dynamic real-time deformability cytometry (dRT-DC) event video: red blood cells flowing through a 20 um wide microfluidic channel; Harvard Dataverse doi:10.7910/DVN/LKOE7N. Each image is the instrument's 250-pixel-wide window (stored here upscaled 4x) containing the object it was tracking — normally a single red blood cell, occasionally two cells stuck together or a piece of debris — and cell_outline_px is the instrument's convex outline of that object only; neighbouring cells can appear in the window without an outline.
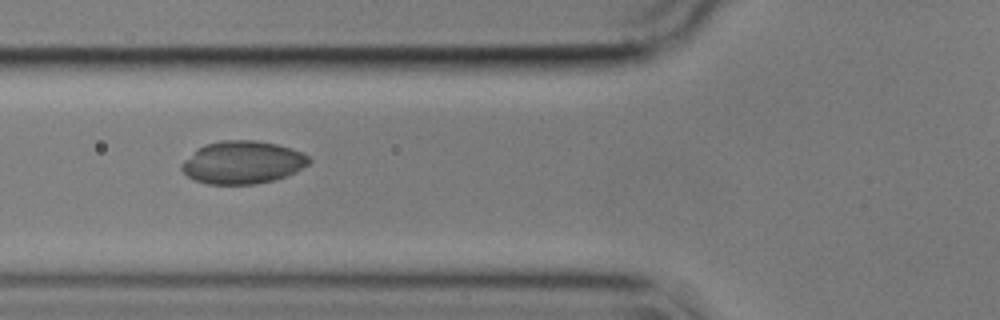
{"species": "common noctule bat (a hibernating species)", "species_latin": "Nyctalus noctula", "temperature_condition": "cold", "stored_images_in_passage": 38, "camera_frame_rate_fps": 3000, "um_per_image_px": 0.085, "animal": {"sex": "male", "body_mass_g": 17.9}, "frame": {"image": 1, "passage_image": 7, "time_ms": 2.0, "image_size_px": [1000, 320], "cell_outline_px": [[312, 160], [308, 164], [296, 172], [288, 176], [256, 184], [208, 184], [192, 180], [180, 168], [180, 164], [184, 160], [204, 144], [220, 140], [256, 140], [276, 144], [292, 148], [308, 156]], "centroid_in_image_um": [20.62, 13.8], "position_along_channel_um": 105.2, "area_um2": 31.85}}
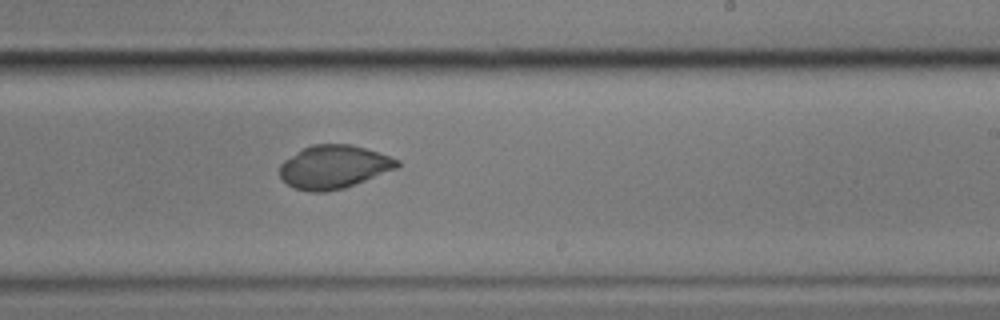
{"frame": {"image": 2, "passage_image": 20, "time_ms": 6.333, "image_size_px": [1000, 320], "cell_outline_px": [[400, 164], [396, 168], [344, 188], [324, 192], [312, 192], [296, 188], [288, 184], [280, 176], [280, 164], [284, 160], [304, 148], [312, 144], [352, 144], [400, 160]], "centroid_in_image_um": [28.36, 14.18], "position_along_channel_um": 260.6, "area_um2": 29.19}}
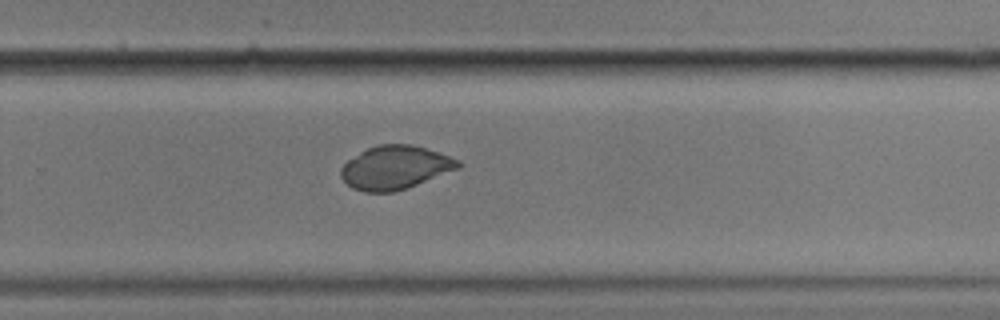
{"frame": {"image": 3, "passage_image": 23, "time_ms": 7.333, "image_size_px": [1000, 320], "cell_outline_px": [[464, 164], [460, 168], [416, 184], [392, 192], [364, 192], [352, 188], [340, 176], [340, 168], [348, 160], [360, 152], [376, 144], [412, 144], [460, 160]], "centroid_in_image_um": [33.58, 14.23], "position_along_channel_um": 296.2, "area_um2": 29.48}}